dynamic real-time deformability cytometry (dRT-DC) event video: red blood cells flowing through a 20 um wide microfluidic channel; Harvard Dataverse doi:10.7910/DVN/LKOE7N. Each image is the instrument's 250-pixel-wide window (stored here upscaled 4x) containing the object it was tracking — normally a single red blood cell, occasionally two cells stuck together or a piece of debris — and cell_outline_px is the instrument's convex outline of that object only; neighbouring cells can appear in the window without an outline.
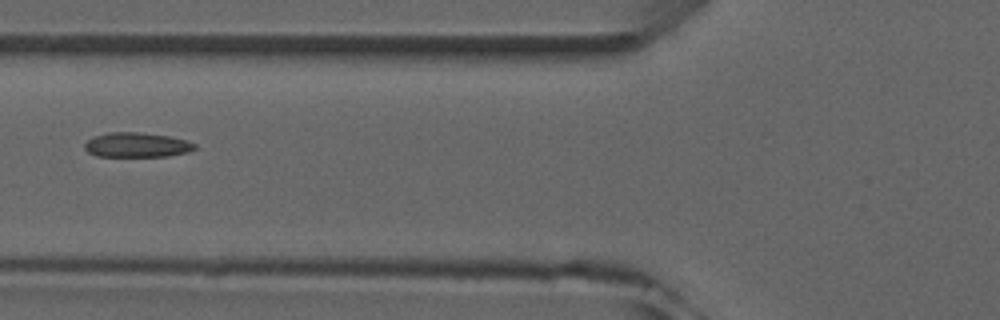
{"species": "common noctule bat (a hibernating species)", "species_latin": "Nyctalus noctula", "temperature_condition": "room temperature", "stored_images_in_passage": 7, "camera_frame_rate_fps": 3000, "um_per_image_px": 0.085, "animal": {"sex": "male", "forearm_length_mm": 52.5}, "frame": {"image": 1, "passage_image": 6, "time_ms": 5.667, "image_size_px": [1000, 320], "cell_outline_px": [[196, 148], [188, 152], [168, 156], [96, 156], [88, 152], [84, 148], [84, 144], [92, 136], [108, 132], [136, 132], [168, 136], [188, 140], [196, 144]], "centroid_in_image_um": [11.62, 12.31], "position_along_channel_um": 114.2, "area_um2": 15.9}}
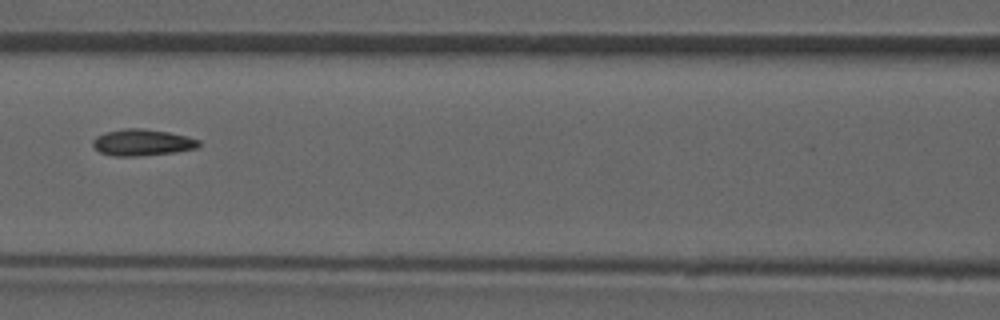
{"frame": {"image": 2, "passage_image": 7, "time_ms": 6.667, "image_size_px": [1000, 320], "cell_outline_px": [[200, 144], [196, 148], [176, 152], [140, 156], [112, 156], [100, 152], [92, 144], [92, 140], [96, 136], [104, 132], [124, 128], [144, 128], [168, 132], [188, 136], [200, 140]], "centroid_in_image_um": [12.08, 12.1], "position_along_channel_um": 154.5, "area_um2": 16.53}}